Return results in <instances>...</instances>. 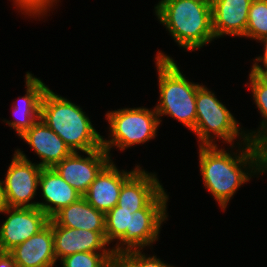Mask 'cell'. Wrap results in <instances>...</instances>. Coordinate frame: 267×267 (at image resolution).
<instances>
[{"mask_svg": "<svg viewBox=\"0 0 267 267\" xmlns=\"http://www.w3.org/2000/svg\"><path fill=\"white\" fill-rule=\"evenodd\" d=\"M238 122L231 112L220 102L215 94L207 87L201 86L196 95V123L192 132L198 136L200 146H212L217 137L227 143H231V148L238 136H241L244 142H249V138L244 131L240 133ZM214 136H212L213 134Z\"/></svg>", "mask_w": 267, "mask_h": 267, "instance_id": "5b68a950", "label": "cell"}, {"mask_svg": "<svg viewBox=\"0 0 267 267\" xmlns=\"http://www.w3.org/2000/svg\"><path fill=\"white\" fill-rule=\"evenodd\" d=\"M39 185L46 203L38 202V208L50 219L62 208L82 197L53 168H42Z\"/></svg>", "mask_w": 267, "mask_h": 267, "instance_id": "e0dca14e", "label": "cell"}, {"mask_svg": "<svg viewBox=\"0 0 267 267\" xmlns=\"http://www.w3.org/2000/svg\"><path fill=\"white\" fill-rule=\"evenodd\" d=\"M136 211L121 210L117 205L105 213V238L108 244L119 240L126 232H131L132 213Z\"/></svg>", "mask_w": 267, "mask_h": 267, "instance_id": "44dd1931", "label": "cell"}, {"mask_svg": "<svg viewBox=\"0 0 267 267\" xmlns=\"http://www.w3.org/2000/svg\"><path fill=\"white\" fill-rule=\"evenodd\" d=\"M0 213L9 214L0 228V252H9L42 230L50 218L38 207H7Z\"/></svg>", "mask_w": 267, "mask_h": 267, "instance_id": "9c48e42d", "label": "cell"}, {"mask_svg": "<svg viewBox=\"0 0 267 267\" xmlns=\"http://www.w3.org/2000/svg\"><path fill=\"white\" fill-rule=\"evenodd\" d=\"M244 36L254 40L267 36V0L252 1Z\"/></svg>", "mask_w": 267, "mask_h": 267, "instance_id": "7402d4cb", "label": "cell"}, {"mask_svg": "<svg viewBox=\"0 0 267 267\" xmlns=\"http://www.w3.org/2000/svg\"><path fill=\"white\" fill-rule=\"evenodd\" d=\"M58 226L105 231V213L96 210L83 197L62 208L51 218Z\"/></svg>", "mask_w": 267, "mask_h": 267, "instance_id": "d6986e66", "label": "cell"}, {"mask_svg": "<svg viewBox=\"0 0 267 267\" xmlns=\"http://www.w3.org/2000/svg\"><path fill=\"white\" fill-rule=\"evenodd\" d=\"M0 267H16L12 256L8 252H0Z\"/></svg>", "mask_w": 267, "mask_h": 267, "instance_id": "f1b7e54d", "label": "cell"}, {"mask_svg": "<svg viewBox=\"0 0 267 267\" xmlns=\"http://www.w3.org/2000/svg\"><path fill=\"white\" fill-rule=\"evenodd\" d=\"M42 167L27 159L17 149L3 182V195L7 207H38V202H29L36 195Z\"/></svg>", "mask_w": 267, "mask_h": 267, "instance_id": "ba28073f", "label": "cell"}, {"mask_svg": "<svg viewBox=\"0 0 267 267\" xmlns=\"http://www.w3.org/2000/svg\"><path fill=\"white\" fill-rule=\"evenodd\" d=\"M259 41H261L262 43H264V54L263 56H258L256 59H254L253 61L256 62L254 64H257V62H261L263 64H267V36L261 38Z\"/></svg>", "mask_w": 267, "mask_h": 267, "instance_id": "f546056e", "label": "cell"}, {"mask_svg": "<svg viewBox=\"0 0 267 267\" xmlns=\"http://www.w3.org/2000/svg\"><path fill=\"white\" fill-rule=\"evenodd\" d=\"M243 145L245 148L242 147L240 153L237 155L236 152L234 156L222 148L218 149L217 145L199 146L200 173L204 186L223 210L239 186L248 182L252 174L261 173L259 144L249 141L243 142Z\"/></svg>", "mask_w": 267, "mask_h": 267, "instance_id": "6da1fadb", "label": "cell"}, {"mask_svg": "<svg viewBox=\"0 0 267 267\" xmlns=\"http://www.w3.org/2000/svg\"><path fill=\"white\" fill-rule=\"evenodd\" d=\"M126 172L119 171L112 160L100 171L89 189L82 196L96 210L104 213L113 209L120 196L123 183L139 168Z\"/></svg>", "mask_w": 267, "mask_h": 267, "instance_id": "7c38bea8", "label": "cell"}, {"mask_svg": "<svg viewBox=\"0 0 267 267\" xmlns=\"http://www.w3.org/2000/svg\"><path fill=\"white\" fill-rule=\"evenodd\" d=\"M168 198L163 189L145 208L132 213L131 232H126L112 248L113 253L142 250L157 241L162 222L167 220Z\"/></svg>", "mask_w": 267, "mask_h": 267, "instance_id": "52a82bcc", "label": "cell"}, {"mask_svg": "<svg viewBox=\"0 0 267 267\" xmlns=\"http://www.w3.org/2000/svg\"><path fill=\"white\" fill-rule=\"evenodd\" d=\"M137 267H173L170 266L156 256L146 257L140 250H131L124 253Z\"/></svg>", "mask_w": 267, "mask_h": 267, "instance_id": "d4e9b609", "label": "cell"}, {"mask_svg": "<svg viewBox=\"0 0 267 267\" xmlns=\"http://www.w3.org/2000/svg\"><path fill=\"white\" fill-rule=\"evenodd\" d=\"M110 126V140L102 138V147L110 155V149L116 146L121 151L135 144H143L155 138L161 120L154 109L125 108L106 114Z\"/></svg>", "mask_w": 267, "mask_h": 267, "instance_id": "8992f818", "label": "cell"}, {"mask_svg": "<svg viewBox=\"0 0 267 267\" xmlns=\"http://www.w3.org/2000/svg\"><path fill=\"white\" fill-rule=\"evenodd\" d=\"M253 64L251 71L254 72L262 81L267 84V64H263V68L261 65Z\"/></svg>", "mask_w": 267, "mask_h": 267, "instance_id": "83f0119b", "label": "cell"}, {"mask_svg": "<svg viewBox=\"0 0 267 267\" xmlns=\"http://www.w3.org/2000/svg\"><path fill=\"white\" fill-rule=\"evenodd\" d=\"M108 267H137L124 253H114Z\"/></svg>", "mask_w": 267, "mask_h": 267, "instance_id": "484cf974", "label": "cell"}, {"mask_svg": "<svg viewBox=\"0 0 267 267\" xmlns=\"http://www.w3.org/2000/svg\"><path fill=\"white\" fill-rule=\"evenodd\" d=\"M252 1L211 0L212 29L215 38L223 35L244 37Z\"/></svg>", "mask_w": 267, "mask_h": 267, "instance_id": "9a60e30c", "label": "cell"}, {"mask_svg": "<svg viewBox=\"0 0 267 267\" xmlns=\"http://www.w3.org/2000/svg\"><path fill=\"white\" fill-rule=\"evenodd\" d=\"M41 159L38 165L42 168H53L68 157L72 151L65 142L39 118L21 136Z\"/></svg>", "mask_w": 267, "mask_h": 267, "instance_id": "5bb4252c", "label": "cell"}, {"mask_svg": "<svg viewBox=\"0 0 267 267\" xmlns=\"http://www.w3.org/2000/svg\"><path fill=\"white\" fill-rule=\"evenodd\" d=\"M163 189L155 174L148 173L139 167L123 183L117 206L121 207V210H141Z\"/></svg>", "mask_w": 267, "mask_h": 267, "instance_id": "2e32d148", "label": "cell"}, {"mask_svg": "<svg viewBox=\"0 0 267 267\" xmlns=\"http://www.w3.org/2000/svg\"><path fill=\"white\" fill-rule=\"evenodd\" d=\"M114 253L77 252L61 259L63 267H108Z\"/></svg>", "mask_w": 267, "mask_h": 267, "instance_id": "603a6c76", "label": "cell"}, {"mask_svg": "<svg viewBox=\"0 0 267 267\" xmlns=\"http://www.w3.org/2000/svg\"><path fill=\"white\" fill-rule=\"evenodd\" d=\"M156 67L160 99L155 110L159 116L169 115L193 130L196 123V95L202 86L189 82L170 56L158 52Z\"/></svg>", "mask_w": 267, "mask_h": 267, "instance_id": "277c9868", "label": "cell"}, {"mask_svg": "<svg viewBox=\"0 0 267 267\" xmlns=\"http://www.w3.org/2000/svg\"><path fill=\"white\" fill-rule=\"evenodd\" d=\"M40 118L65 142L72 152L97 150L102 136L80 106L47 88L40 103Z\"/></svg>", "mask_w": 267, "mask_h": 267, "instance_id": "3957f363", "label": "cell"}, {"mask_svg": "<svg viewBox=\"0 0 267 267\" xmlns=\"http://www.w3.org/2000/svg\"><path fill=\"white\" fill-rule=\"evenodd\" d=\"M26 94L19 98L17 105H14V114L17 118L14 121H6L19 136L29 129L40 118V103L43 93L48 88L39 78L34 77L30 72L26 73ZM20 102V103H19Z\"/></svg>", "mask_w": 267, "mask_h": 267, "instance_id": "ac0fdd59", "label": "cell"}, {"mask_svg": "<svg viewBox=\"0 0 267 267\" xmlns=\"http://www.w3.org/2000/svg\"><path fill=\"white\" fill-rule=\"evenodd\" d=\"M155 13L175 42L188 51L215 39L211 0H161Z\"/></svg>", "mask_w": 267, "mask_h": 267, "instance_id": "7a4b0ae2", "label": "cell"}, {"mask_svg": "<svg viewBox=\"0 0 267 267\" xmlns=\"http://www.w3.org/2000/svg\"><path fill=\"white\" fill-rule=\"evenodd\" d=\"M249 79L254 102L260 110L263 120L260 122L259 131L247 133V136L251 142L260 144L267 138V84L252 71L249 74Z\"/></svg>", "mask_w": 267, "mask_h": 267, "instance_id": "ffe728a7", "label": "cell"}, {"mask_svg": "<svg viewBox=\"0 0 267 267\" xmlns=\"http://www.w3.org/2000/svg\"><path fill=\"white\" fill-rule=\"evenodd\" d=\"M15 5L18 6V8H21L19 10H23L26 15L29 16H38L42 15L43 13L46 14L50 7H53V3L57 2V0H13ZM46 12V13H45ZM42 13V14H41Z\"/></svg>", "mask_w": 267, "mask_h": 267, "instance_id": "cb8c5ba5", "label": "cell"}, {"mask_svg": "<svg viewBox=\"0 0 267 267\" xmlns=\"http://www.w3.org/2000/svg\"><path fill=\"white\" fill-rule=\"evenodd\" d=\"M53 229L54 251L58 260L77 252L113 253L112 249H106L109 245L105 238V231H90L86 229H73L58 226L51 219Z\"/></svg>", "mask_w": 267, "mask_h": 267, "instance_id": "8fae6325", "label": "cell"}, {"mask_svg": "<svg viewBox=\"0 0 267 267\" xmlns=\"http://www.w3.org/2000/svg\"><path fill=\"white\" fill-rule=\"evenodd\" d=\"M5 207L4 195H3V182L0 180V211Z\"/></svg>", "mask_w": 267, "mask_h": 267, "instance_id": "4dcf8cb0", "label": "cell"}, {"mask_svg": "<svg viewBox=\"0 0 267 267\" xmlns=\"http://www.w3.org/2000/svg\"><path fill=\"white\" fill-rule=\"evenodd\" d=\"M8 253L12 256L16 267H53L57 259L51 219L42 230Z\"/></svg>", "mask_w": 267, "mask_h": 267, "instance_id": "4fadbf2b", "label": "cell"}, {"mask_svg": "<svg viewBox=\"0 0 267 267\" xmlns=\"http://www.w3.org/2000/svg\"><path fill=\"white\" fill-rule=\"evenodd\" d=\"M78 153L72 152L53 169L83 196L96 176L111 161V157L103 147L85 152L88 156L85 158Z\"/></svg>", "mask_w": 267, "mask_h": 267, "instance_id": "30bf717a", "label": "cell"}, {"mask_svg": "<svg viewBox=\"0 0 267 267\" xmlns=\"http://www.w3.org/2000/svg\"><path fill=\"white\" fill-rule=\"evenodd\" d=\"M259 146L261 150V172L264 173L267 171V138Z\"/></svg>", "mask_w": 267, "mask_h": 267, "instance_id": "4316f807", "label": "cell"}]
</instances>
